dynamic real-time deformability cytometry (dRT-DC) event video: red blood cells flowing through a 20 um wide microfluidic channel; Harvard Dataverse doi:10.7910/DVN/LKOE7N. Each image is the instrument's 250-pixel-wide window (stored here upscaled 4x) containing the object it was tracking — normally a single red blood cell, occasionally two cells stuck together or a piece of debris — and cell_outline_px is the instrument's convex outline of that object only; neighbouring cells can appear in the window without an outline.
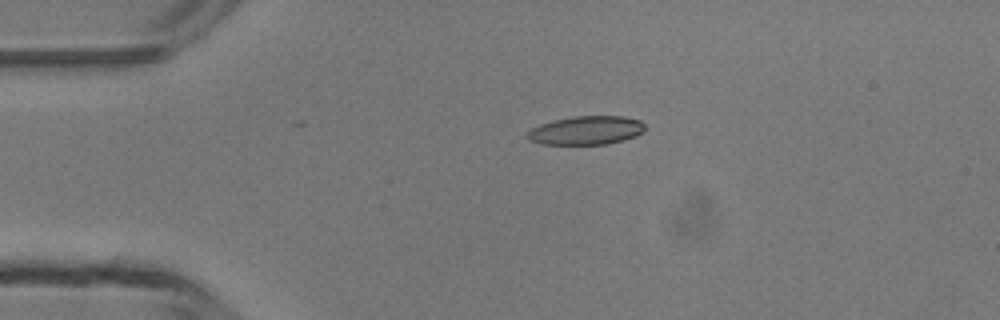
{"species": "common noctule bat (a hibernating species)", "species_latin": "Nyctalus noctula", "temperature_condition": "room temperature", "stored_images_in_passage": 5, "camera_frame_rate_fps": 3000, "um_per_image_px": 0.085, "animal": {"sex": "male", "body_mass_g": 13.3}, "frame": {"image": 1, "passage_image": 4, "time_ms": 3.333, "image_size_px": [1000, 320], "cell_outline_px": [[644, 128], [636, 136], [608, 144], [540, 144], [524, 136], [532, 128], [540, 124], [552, 120], [572, 116], [624, 116], [640, 120], [644, 124]], "centroid_in_image_um": [49.8, 11.07], "position_along_channel_um": 35.2, "area_um2": 19.59}}